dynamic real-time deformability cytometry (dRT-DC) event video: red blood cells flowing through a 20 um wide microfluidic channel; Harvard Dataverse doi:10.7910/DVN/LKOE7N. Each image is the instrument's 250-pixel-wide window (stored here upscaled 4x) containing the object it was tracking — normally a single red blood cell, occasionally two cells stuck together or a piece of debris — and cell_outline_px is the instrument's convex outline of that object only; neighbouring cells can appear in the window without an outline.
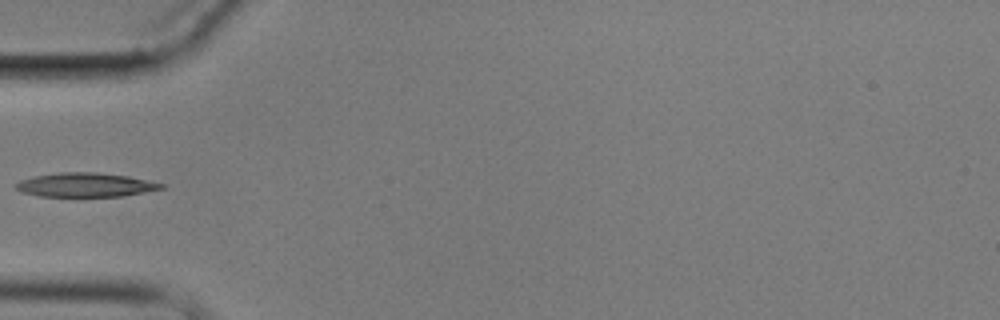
{"species": "common noctule bat (a hibernating species)", "species_latin": "Nyctalus noctula", "temperature_condition": "cold", "stored_images_in_passage": 7, "camera_frame_rate_fps": 3000, "um_per_image_px": 0.085, "animal": {"sex": "male", "body_mass_g": 17.9}, "frame": {"image": 1, "passage_image": 1, "time_ms": 0.0, "image_size_px": [1000, 320], "cell_outline_px": [[164, 188], [124, 196], [40, 196], [20, 192], [16, 188], [16, 184], [20, 180], [32, 176], [60, 172], [96, 172], [128, 176], [164, 184]], "centroid_in_image_um": [7.23, 15.71], "position_along_channel_um": 77.8, "area_um2": 20.29}}
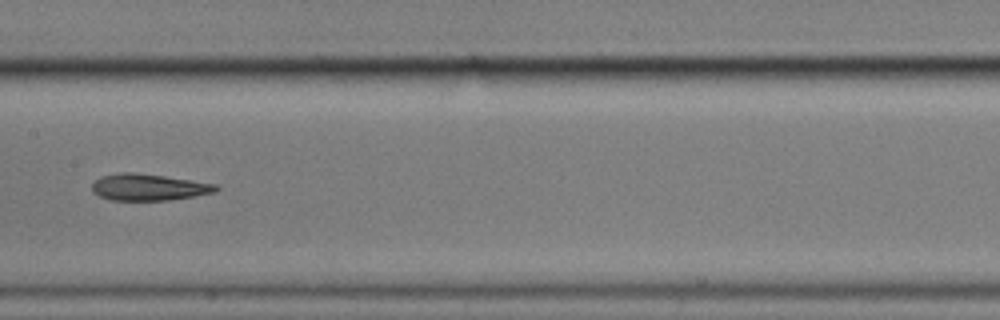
{"frame": {"image": 2, "passage_image": 4, "time_ms": 3.333, "image_size_px": [1000, 320], "cell_outline_px": [[220, 188], [216, 192], [168, 200], [108, 200], [92, 192], [92, 184], [100, 176], [120, 172], [132, 172], [164, 176], [192, 180], [216, 184]], "centroid_in_image_um": [12.61, 15.91], "position_along_channel_um": 194.8, "area_um2": 19.19}}
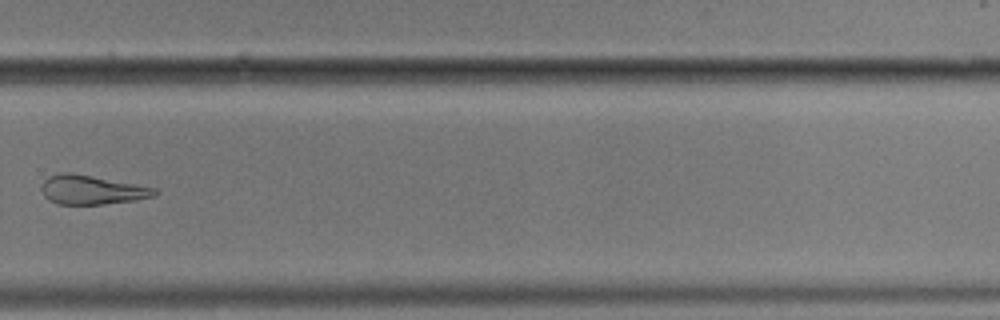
{"frame": {"image": 3, "passage_image": 7, "time_ms": 7.0, "image_size_px": [1000, 320], "cell_outline_px": [[160, 192], [156, 196], [132, 200], [104, 204], [60, 204], [44, 196], [40, 188], [40, 184], [48, 176], [60, 172], [72, 172], [156, 188]], "centroid_in_image_um": [7.79, 16.12], "position_along_channel_um": 322.0, "area_um2": 19.19}}